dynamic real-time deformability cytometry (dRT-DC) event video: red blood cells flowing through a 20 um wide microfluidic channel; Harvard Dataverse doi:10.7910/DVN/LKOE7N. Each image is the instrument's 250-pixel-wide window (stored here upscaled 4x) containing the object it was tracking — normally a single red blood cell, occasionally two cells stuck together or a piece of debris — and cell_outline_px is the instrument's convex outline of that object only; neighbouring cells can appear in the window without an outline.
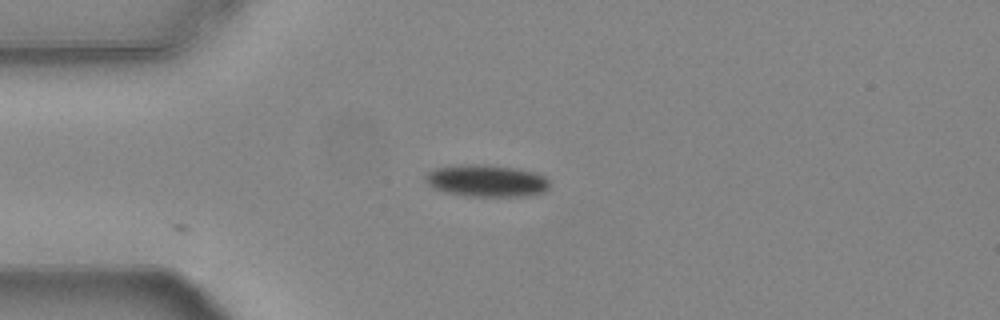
{"species": "common noctule bat (a hibernating species)", "species_latin": "Nyctalus noctula", "temperature_condition": "warm", "stored_images_in_passage": 4, "camera_frame_rate_fps": 3000, "um_per_image_px": 0.085, "animal": {"sex": "female", "body_mass_g": 24.6, "forearm_length_mm": 56.2}, "frame": {"image": 1, "passage_image": 1, "time_ms": 0.0, "image_size_px": [1000, 320], "cell_outline_px": [[552, 188], [544, 192], [528, 196], [468, 196], [444, 192], [432, 188], [424, 180], [424, 176], [428, 172], [436, 168], [464, 164], [484, 164], [516, 168], [536, 172], [544, 176], [548, 180]], "centroid_in_image_um": [41.38, 15.37], "position_along_channel_um": 43.6, "area_um2": 23.52}}